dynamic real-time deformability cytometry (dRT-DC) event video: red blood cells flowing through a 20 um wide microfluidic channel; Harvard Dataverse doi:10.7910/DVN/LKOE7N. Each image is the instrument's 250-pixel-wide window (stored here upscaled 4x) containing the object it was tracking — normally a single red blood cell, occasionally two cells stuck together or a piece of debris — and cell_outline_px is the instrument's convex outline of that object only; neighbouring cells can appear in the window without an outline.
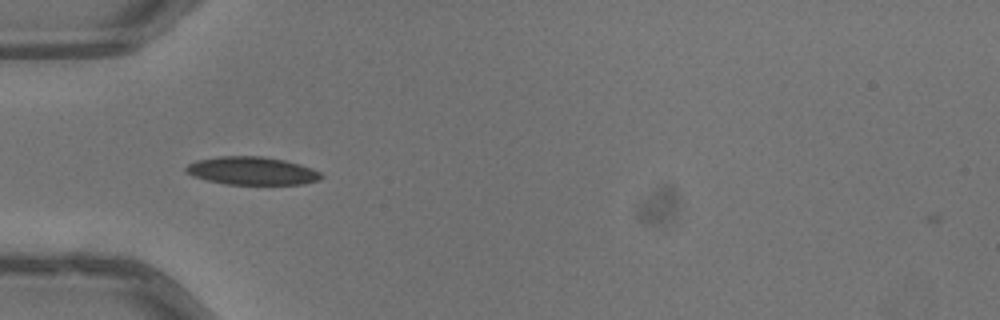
{"species": "common noctule bat (a hibernating species)", "species_latin": "Nyctalus noctula", "temperature_condition": "warm", "stored_images_in_passage": 37, "camera_frame_rate_fps": 3000, "um_per_image_px": 0.085, "animal": {"sex": "male", "body_mass_g": 13.3}, "frame": {"image": 1, "passage_image": 2, "time_ms": 0.333, "image_size_px": [1000, 320], "cell_outline_px": [[324, 176], [320, 180], [300, 184], [224, 184], [192, 176], [184, 172], [184, 168], [188, 164], [196, 160], [220, 156], [260, 156], [284, 160], [300, 164], [312, 168], [320, 172]], "centroid_in_image_um": [21.4, 14.52], "position_along_channel_um": 63.6, "area_um2": 22.14}}
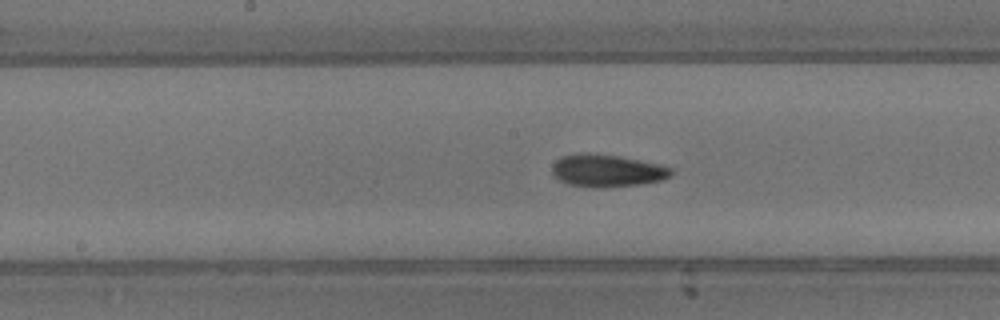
{"frame": {"image": 2, "passage_image": 12, "time_ms": 3.667, "image_size_px": [1000, 320], "cell_outline_px": [[672, 176], [660, 180], [640, 184], [592, 188], [568, 184], [560, 180], [552, 172], [552, 164], [560, 156], [620, 156], [660, 164], [672, 168]], "centroid_in_image_um": [51.65, 14.54], "position_along_channel_um": 196.6, "area_um2": 21.68}}
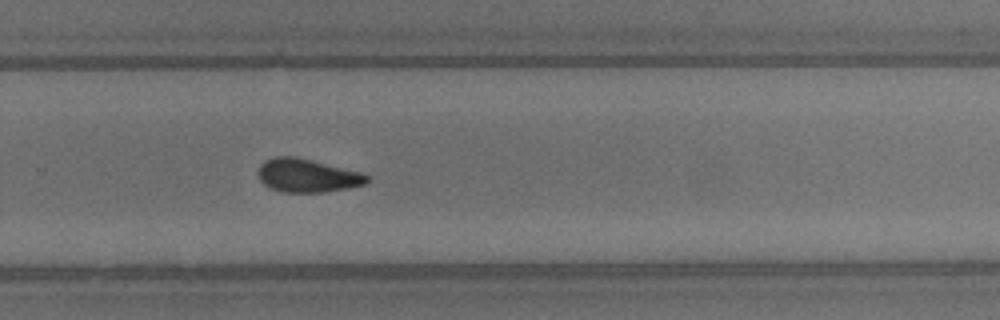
{"frame": {"image": 3, "passage_image": 20, "time_ms": 6.333, "image_size_px": [1000, 320], "cell_outline_px": [[368, 180], [364, 184], [348, 188], [324, 192], [284, 192], [268, 188], [260, 180], [256, 172], [260, 164], [264, 160], [276, 156], [296, 156], [364, 172], [368, 176]], "centroid_in_image_um": [26.09, 14.91], "position_along_channel_um": 303.7, "area_um2": 21.5}, "authors_computed_cell_mechanics": {"area_um2": 20.9236, "velocity_mm_per_s": 4.0361, "shape_relaxation_time_tau1_ms": 8.4332, "shape_relaxation_time_tau2_ms": 3.6894, "deformation_change_tau1": 0.1992, "deformation_change_tau2": 0.0897}}